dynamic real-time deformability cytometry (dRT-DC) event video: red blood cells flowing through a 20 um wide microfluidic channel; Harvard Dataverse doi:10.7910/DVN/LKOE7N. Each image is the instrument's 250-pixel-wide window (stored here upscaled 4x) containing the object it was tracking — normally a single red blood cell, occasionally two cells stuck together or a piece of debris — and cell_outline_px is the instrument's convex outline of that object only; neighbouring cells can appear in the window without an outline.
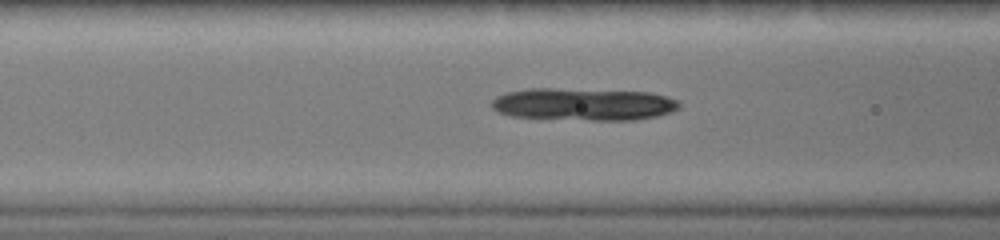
{"species": "common noctule bat (a hibernating species)", "species_latin": "Nyctalus noctula", "temperature_condition": "warm", "stored_images_in_passage": 16, "camera_frame_rate_fps": 3000, "um_per_image_px": 0.085, "animal": {"sex": "female", "body_mass_g": 19.0, "forearm_length_mm": 51.5}, "frame": {"image": 1, "passage_image": 14, "time_ms": 4.333, "image_size_px": [1000, 240], "cell_outline_px": [[680, 104], [672, 112], [656, 116], [636, 120], [588, 120], [512, 116], [500, 112], [492, 108], [492, 100], [496, 96], [508, 92], [524, 88], [552, 88], [648, 92], [680, 100]], "centroid_in_image_um": [49.59, 8.85], "position_along_channel_um": 117.0, "area_um2": 35.32}}